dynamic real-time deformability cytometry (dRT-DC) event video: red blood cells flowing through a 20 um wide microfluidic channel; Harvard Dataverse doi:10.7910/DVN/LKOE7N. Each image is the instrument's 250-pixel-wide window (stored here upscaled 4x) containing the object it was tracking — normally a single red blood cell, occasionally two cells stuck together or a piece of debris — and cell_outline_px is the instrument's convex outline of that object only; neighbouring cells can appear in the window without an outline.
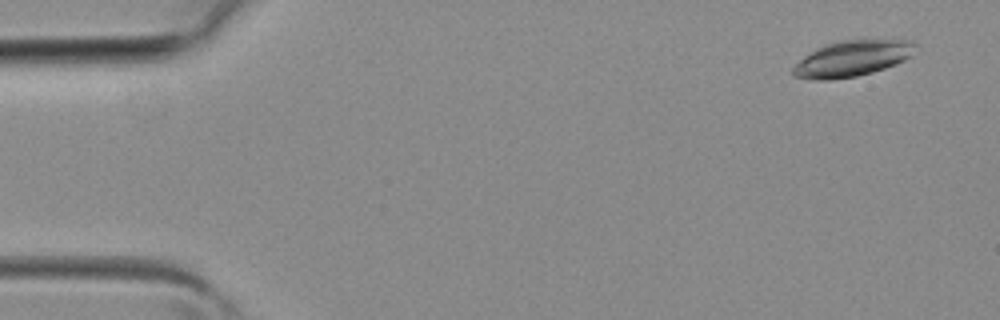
{"species": "common noctule bat (a hibernating species)", "species_latin": "Nyctalus noctula", "temperature_condition": "room temperature", "stored_images_in_passage": 38, "camera_frame_rate_fps": 3000, "um_per_image_px": 0.085, "animal": {"sex": "female", "body_mass_g": 19.3, "forearm_length_mm": 54.1}, "frame": {"image": 1, "passage_image": 3, "time_ms": 0.667, "image_size_px": [1000, 320], "cell_outline_px": [[916, 44], [912, 56], [896, 64], [872, 72], [856, 76], [828, 80], [812, 80], [796, 76], [792, 72], [792, 68], [804, 56], [816, 48], [840, 40], [912, 40]], "centroid_in_image_um": [72.44, 4.97], "position_along_channel_um": 12.6, "area_um2": 25.37}}
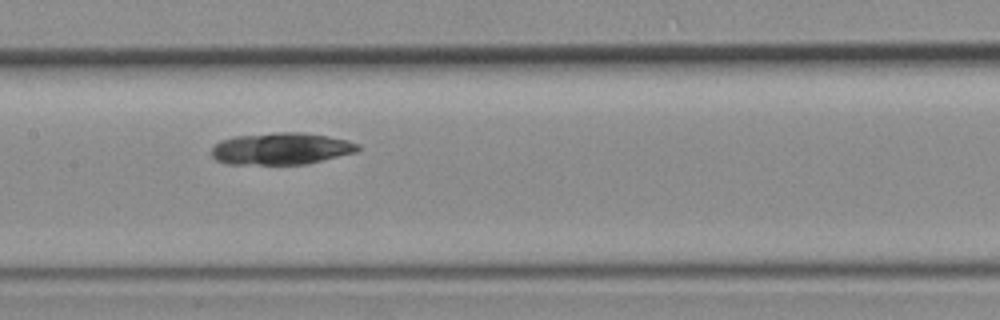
{"frame": {"image": 2, "passage_image": 20, "time_ms": 6.333, "image_size_px": [1000, 320], "cell_outline_px": [[360, 148], [356, 152], [308, 164], [224, 164], [216, 160], [212, 156], [212, 148], [220, 140], [236, 136], [276, 132], [304, 132], [328, 136], [348, 140], [360, 144]], "centroid_in_image_um": [23.91, 12.63], "position_along_channel_um": 183.5, "area_um2": 27.4}}
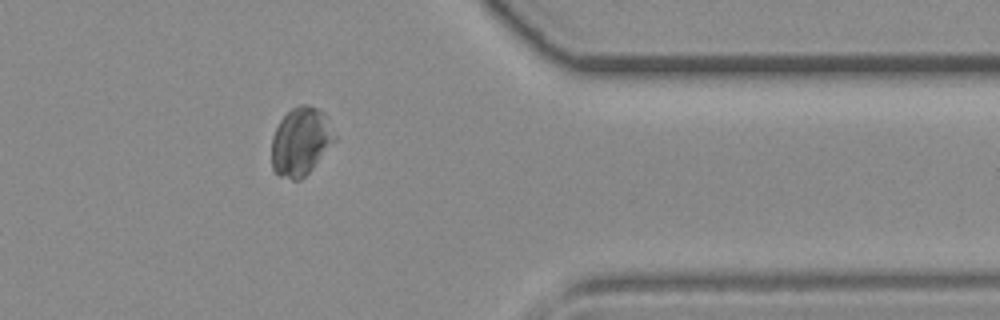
{"frame": {"image": 3, "passage_image": 33, "time_ms": 10.667, "image_size_px": [1000, 320], "cell_outline_px": [[336, 140], [312, 168], [300, 180], [292, 180], [276, 176], [272, 168], [272, 136], [280, 120], [292, 108], [300, 104], [308, 104], [324, 112], [336, 136]], "centroid_in_image_um": [25.55, 12.03], "position_along_channel_um": 385.9, "area_um2": 25.09}}